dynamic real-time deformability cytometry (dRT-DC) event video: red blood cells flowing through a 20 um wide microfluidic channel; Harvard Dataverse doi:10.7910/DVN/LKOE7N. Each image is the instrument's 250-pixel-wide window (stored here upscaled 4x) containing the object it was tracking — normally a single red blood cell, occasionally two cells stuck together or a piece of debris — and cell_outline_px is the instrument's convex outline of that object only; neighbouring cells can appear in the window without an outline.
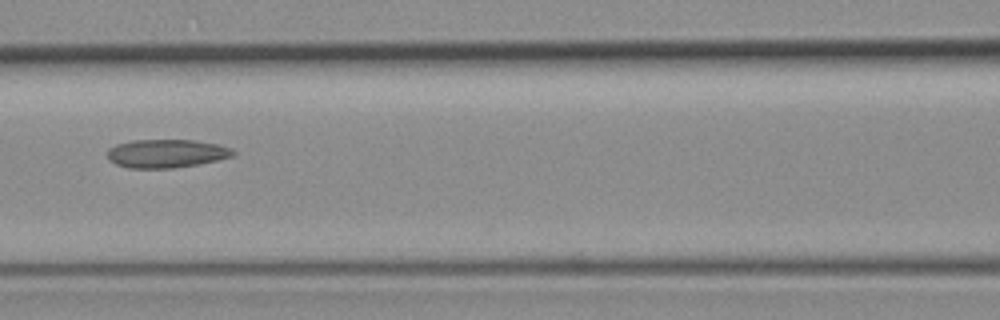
{"species": "common noctule bat (a hibernating species)", "species_latin": "Nyctalus noctula", "temperature_condition": "room temperature", "stored_images_in_passage": 7, "camera_frame_rate_fps": 3000, "um_per_image_px": 0.085, "animal": {"sex": "female", "body_mass_g": 19.3, "forearm_length_mm": 54.1}, "frame": {"image": 1, "passage_image": 4, "time_ms": 3.667, "image_size_px": [1000, 320], "cell_outline_px": [[236, 152], [232, 156], [216, 160], [196, 164], [172, 168], [128, 168], [116, 164], [108, 156], [108, 148], [116, 144], [132, 140], [196, 140], [216, 144], [232, 148]], "centroid_in_image_um": [14.14, 13.04], "position_along_channel_um": 152.5, "area_um2": 20.63}}
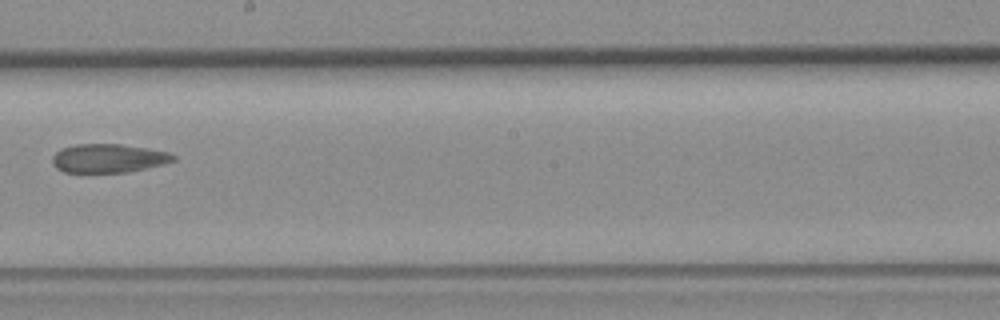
{"frame": {"image": 2, "passage_image": 6, "time_ms": 6.0, "image_size_px": [1000, 320], "cell_outline_px": [[176, 160], [148, 168], [128, 172], [64, 172], [56, 168], [52, 164], [52, 156], [56, 152], [64, 148], [76, 144], [120, 144], [148, 148], [168, 152], [176, 156]], "centroid_in_image_um": [9.22, 13.45], "position_along_channel_um": 239.0, "area_um2": 20.23}}
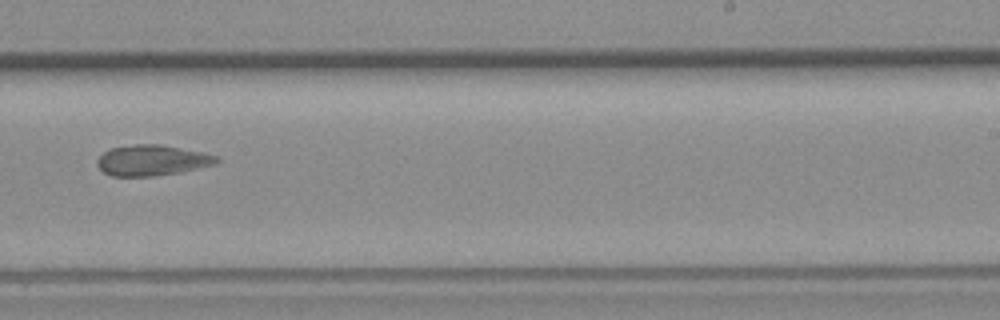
{"frame": {"image": 3, "passage_image": 7, "time_ms": 7.0, "image_size_px": [1000, 320], "cell_outline_px": [[220, 160], [212, 164], [180, 172], [152, 176], [112, 176], [104, 172], [96, 164], [96, 160], [104, 152], [112, 148], [136, 144], [160, 144], [200, 152], [216, 156]], "centroid_in_image_um": [12.87, 13.63], "position_along_channel_um": 276.1, "area_um2": 20.92}}